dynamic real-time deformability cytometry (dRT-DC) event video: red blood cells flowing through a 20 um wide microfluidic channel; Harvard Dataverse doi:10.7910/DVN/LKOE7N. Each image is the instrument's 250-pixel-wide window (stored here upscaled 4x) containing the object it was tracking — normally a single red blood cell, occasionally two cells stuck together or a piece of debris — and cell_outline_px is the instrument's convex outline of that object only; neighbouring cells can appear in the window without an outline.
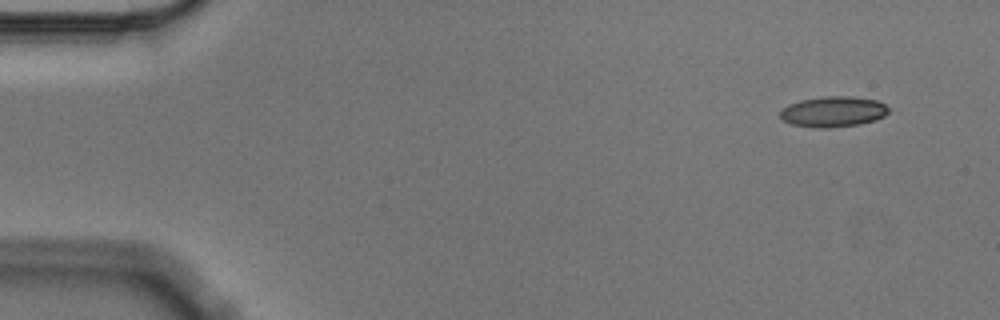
{"species": "Egyptian fruit bat (a non-hibernating species)", "species_latin": "Rousettus aegyptiacus", "temperature_condition": "cold", "stored_images_in_passage": 9, "camera_frame_rate_fps": 3000, "um_per_image_px": 0.085, "animal": {"sex": "male"}, "frame": {"image": 1, "passage_image": 1, "time_ms": 0.0, "image_size_px": [1000, 320], "cell_outline_px": [[892, 112], [876, 120], [860, 124], [828, 128], [812, 128], [792, 124], [784, 120], [780, 116], [780, 112], [788, 104], [800, 100], [824, 96], [852, 96], [876, 100], [892, 108]], "centroid_in_image_um": [70.88, 9.49], "position_along_channel_um": 14.1, "area_um2": 19.59}}
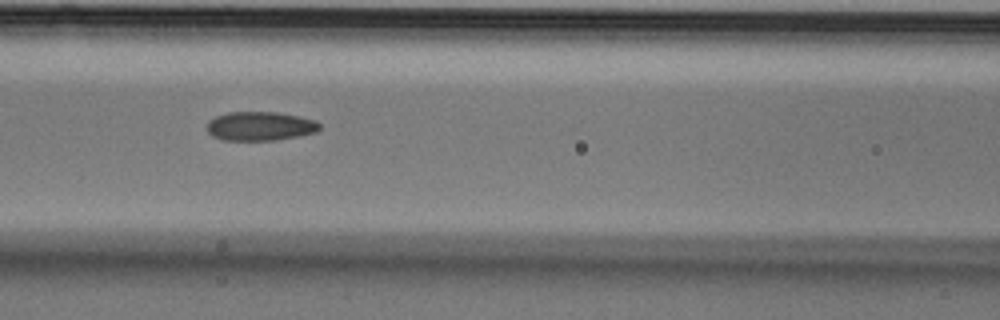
{"frame": {"image": 2, "passage_image": 6, "time_ms": 1.667, "image_size_px": [1000, 320], "cell_outline_px": [[320, 128], [316, 132], [276, 140], [220, 140], [212, 136], [208, 132], [208, 120], [216, 116], [228, 112], [276, 112], [300, 116], [316, 120], [320, 124]], "centroid_in_image_um": [22.1, 10.72], "position_along_channel_um": 144.5, "area_um2": 19.07}}
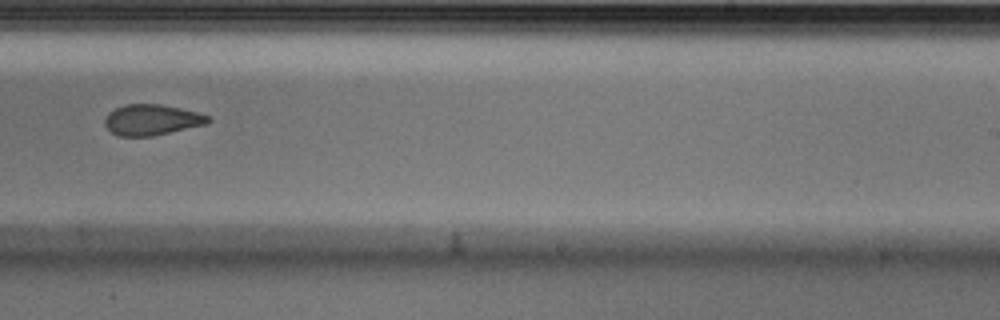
{"frame": {"image": 3, "passage_image": 9, "time_ms": 2.667, "image_size_px": [1000, 320], "cell_outline_px": [[212, 120], [208, 124], [152, 136], [120, 136], [112, 132], [104, 124], [104, 120], [108, 112], [124, 104], [160, 104], [180, 108], [196, 112], [208, 116]], "centroid_in_image_um": [12.9, 10.18], "position_along_channel_um": 276.1, "area_um2": 18.5}}